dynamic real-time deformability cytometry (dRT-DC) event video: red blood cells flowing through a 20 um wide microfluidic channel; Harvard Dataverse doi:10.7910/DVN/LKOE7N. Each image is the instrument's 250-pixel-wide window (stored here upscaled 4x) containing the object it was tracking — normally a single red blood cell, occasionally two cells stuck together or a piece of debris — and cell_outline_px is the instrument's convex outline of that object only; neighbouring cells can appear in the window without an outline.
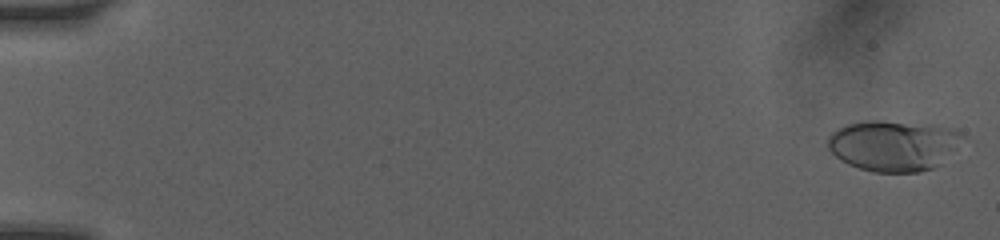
{"species": "human", "species_latin": "Homo sapiens", "temperature_condition": "room temperature", "stored_images_in_passage": 23, "camera_frame_rate_fps": 3000, "um_per_image_px": 0.085, "donor": {"sex": "female"}, "frame": {"image": 1, "passage_image": 1, "time_ms": 0.0, "image_size_px": [1000, 240], "cell_outline_px": [[964, 136], [940, 164], [932, 168], [920, 172], [872, 172], [848, 164], [840, 160], [828, 148], [828, 136], [832, 132], [848, 124], [864, 120], [876, 120], [932, 124], [948, 128], [960, 132]], "centroid_in_image_um": [75.9, 12.36], "position_along_channel_um": 9.1, "area_um2": 39.59}}
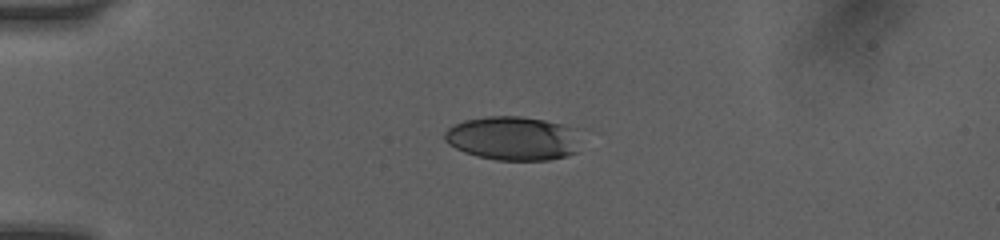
{"frame": {"image": 2, "passage_image": 17, "time_ms": 4.0, "image_size_px": [1000, 240], "cell_outline_px": [[576, 152], [568, 156], [548, 160], [496, 160], [476, 156], [464, 152], [448, 144], [444, 140], [444, 132], [448, 128], [464, 120], [488, 116], [524, 116], [544, 120], [576, 128]], "centroid_in_image_um": [43.56, 11.76], "position_along_channel_um": 41.4, "area_um2": 34.8}}